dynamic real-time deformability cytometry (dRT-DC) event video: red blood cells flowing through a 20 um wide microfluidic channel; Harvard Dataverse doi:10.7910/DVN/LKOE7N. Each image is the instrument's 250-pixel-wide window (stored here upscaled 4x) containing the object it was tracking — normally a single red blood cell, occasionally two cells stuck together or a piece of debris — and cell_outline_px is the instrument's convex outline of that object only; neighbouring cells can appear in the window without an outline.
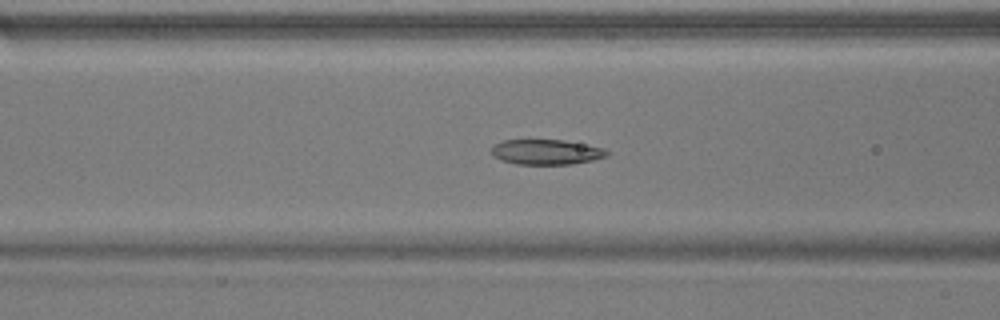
{"species": "common noctule bat (a hibernating species)", "species_latin": "Nyctalus noctula", "temperature_condition": "warm", "stored_images_in_passage": 53, "camera_frame_rate_fps": 3000, "um_per_image_px": 0.085, "animal": {"sex": "male", "body_mass_g": 17.9}, "frame": {"image": 1, "passage_image": 21, "time_ms": 6.667, "image_size_px": [1000, 320], "cell_outline_px": [[608, 156], [592, 160], [572, 164], [516, 164], [500, 160], [492, 156], [492, 144], [504, 140], [564, 140], [604, 148], [608, 152]], "centroid_in_image_um": [46.4, 12.92], "position_along_channel_um": 120.2, "area_um2": 16.94}}
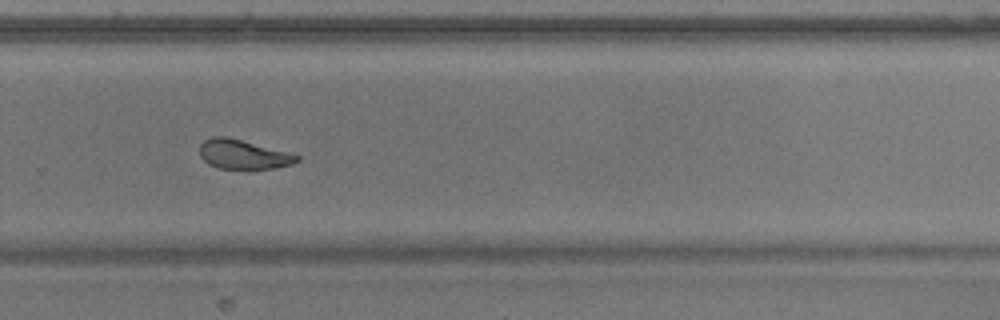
{"frame": {"image": 2, "passage_image": 36, "time_ms": 11.667, "image_size_px": [1000, 320], "cell_outline_px": [[300, 160], [292, 164], [272, 168], [248, 172], [216, 168], [208, 164], [200, 156], [200, 144], [204, 140], [212, 136], [228, 136], [300, 156]], "centroid_in_image_um": [20.63, 13.17], "position_along_channel_um": 309.2, "area_um2": 17.22}}
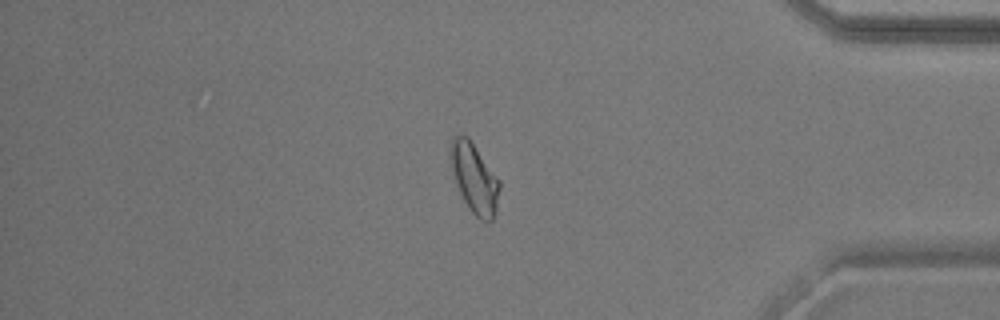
{"frame": {"image": 3, "passage_image": 45, "time_ms": 14.667, "image_size_px": [1000, 320], "cell_outline_px": [[500, 188], [496, 212], [492, 220], [488, 224], [480, 220], [468, 208], [456, 184], [448, 160], [448, 148], [452, 136], [460, 132], [468, 136], [500, 180]], "centroid_in_image_um": [40.29, 15.1], "position_along_channel_um": 394.9, "area_um2": 20.63}, "authors_computed_cell_mechanics": {"area_um2": 18.3804, "velocity_mm_per_s": 3.7851, "shape_relaxation_time_tau1_ms": 4.7761, "shape_relaxation_time_tau2_ms": 2.2001, "deformation_change_tau1": 0.1573, "deformation_change_tau2": 0.0822}}